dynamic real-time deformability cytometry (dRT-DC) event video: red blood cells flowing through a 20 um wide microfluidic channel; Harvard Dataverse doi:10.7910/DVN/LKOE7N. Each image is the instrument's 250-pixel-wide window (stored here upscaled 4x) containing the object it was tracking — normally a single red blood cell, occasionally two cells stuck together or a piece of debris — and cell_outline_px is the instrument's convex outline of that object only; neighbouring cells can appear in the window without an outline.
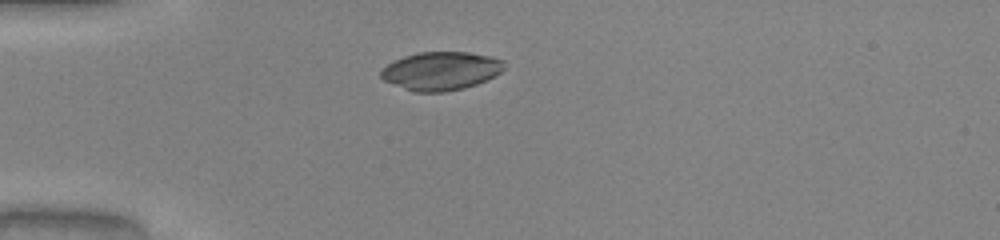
{"species": "common noctule bat (a hibernating species)", "species_latin": "Nyctalus noctula", "temperature_condition": "warm", "stored_images_in_passage": 37, "camera_frame_rate_fps": 3000, "um_per_image_px": 0.085, "animal": {"sex": "male", "body_mass_g": 20.0, "forearm_length_mm": 53.3}, "frame": {"image": 1, "passage_image": 1, "time_ms": 0.0, "image_size_px": [1000, 240], "cell_outline_px": [[504, 68], [496, 76], [476, 84], [464, 88], [444, 92], [412, 92], [384, 80], [380, 76], [380, 72], [388, 64], [404, 56], [416, 52], [468, 52], [492, 56], [504, 60]], "centroid_in_image_um": [37.5, 6.03], "position_along_channel_um": 47.5, "area_um2": 27.63}}
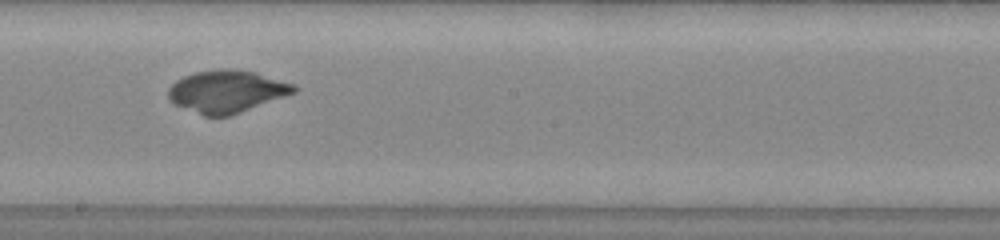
{"frame": {"image": 2, "passage_image": 16, "time_ms": 5.0, "image_size_px": [1000, 240], "cell_outline_px": [[300, 88], [296, 92], [240, 112], [228, 116], [204, 116], [176, 104], [168, 100], [168, 88], [176, 80], [184, 76], [196, 72], [220, 68], [228, 68], [256, 72], [292, 84]], "centroid_in_image_um": [19.25, 7.76], "position_along_channel_um": 228.9, "area_um2": 30.75}}
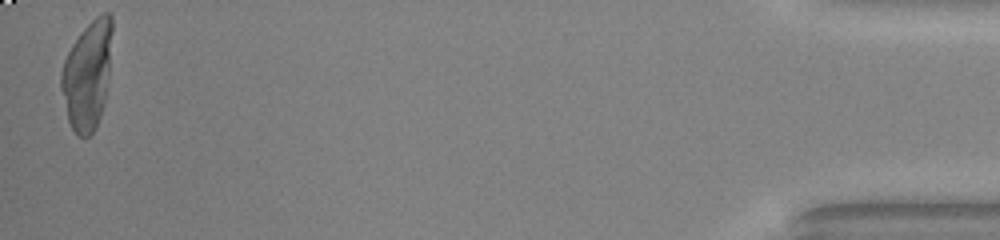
{"frame": {"image": 3, "passage_image": 37, "time_ms": 12.0, "image_size_px": [1000, 240], "cell_outline_px": [[112, 32], [108, 80], [104, 104], [96, 128], [88, 136], [76, 136], [68, 120], [60, 88], [60, 72], [64, 60], [72, 44], [80, 32], [100, 12], [108, 12], [112, 16]], "centroid_in_image_um": [7.42, 6.36], "position_along_channel_um": 427.8, "area_um2": 32.43}}